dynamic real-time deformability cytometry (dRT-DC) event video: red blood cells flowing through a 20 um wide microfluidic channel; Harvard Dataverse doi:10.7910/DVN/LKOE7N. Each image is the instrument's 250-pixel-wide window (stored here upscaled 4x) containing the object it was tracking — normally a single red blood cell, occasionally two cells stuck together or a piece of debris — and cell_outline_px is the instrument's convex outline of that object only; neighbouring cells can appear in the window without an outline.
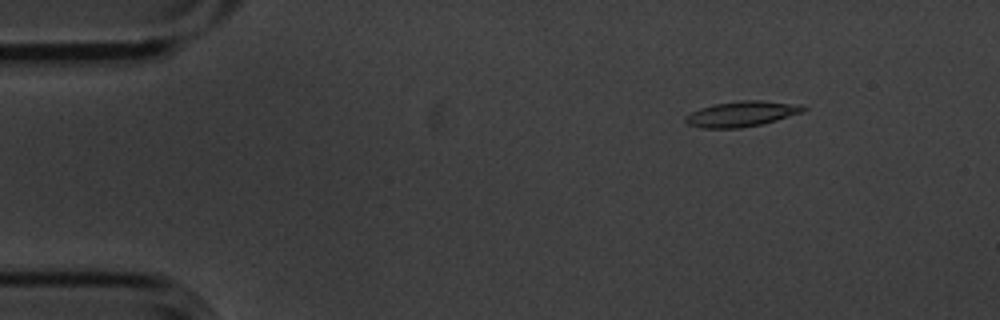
{"species": "common noctule bat (a hibernating species)", "species_latin": "Nyctalus noctula", "temperature_condition": "cold", "stored_images_in_passage": 7, "camera_frame_rate_fps": 3000, "um_per_image_px": 0.085, "animal": {"sex": "male", "body_mass_g": 20.1, "forearm_length_mm": 53.5}, "frame": {"image": 1, "passage_image": 2, "time_ms": 0.333, "image_size_px": [1000, 320], "cell_outline_px": [[808, 108], [804, 112], [776, 120], [760, 124], [740, 128], [704, 128], [688, 124], [684, 120], [684, 116], [700, 108], [712, 104], [740, 100], [760, 100], [804, 104]], "centroid_in_image_um": [63.08, 9.66], "position_along_channel_um": 21.9, "area_um2": 17.63}}
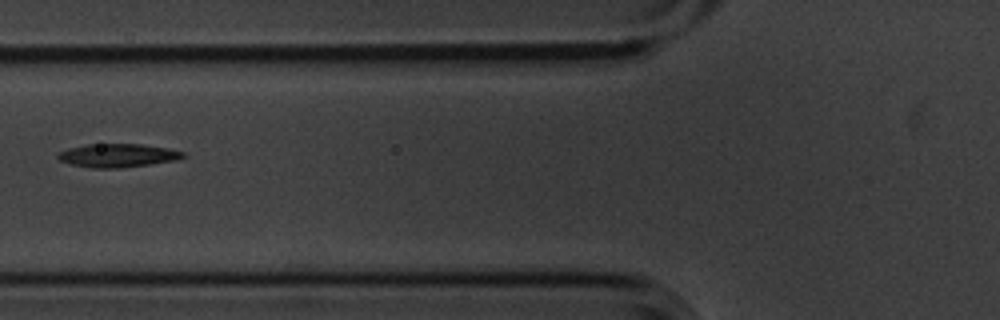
{"frame": {"image": 2, "passage_image": 6, "time_ms": 1.667, "image_size_px": [1000, 320], "cell_outline_px": [[188, 156], [176, 160], [120, 168], [92, 168], [68, 164], [60, 160], [56, 156], [60, 152], [68, 148], [88, 144], [140, 144], [168, 148], [184, 152]], "centroid_in_image_um": [10.0, 13.21], "position_along_channel_um": 115.8, "area_um2": 17.11}}
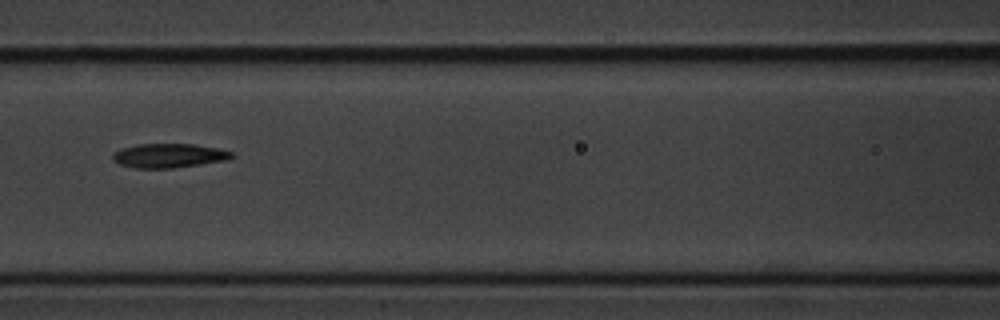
{"frame": {"image": 3, "passage_image": 7, "time_ms": 2.0, "image_size_px": [1000, 320], "cell_outline_px": [[236, 156], [228, 160], [172, 168], [136, 168], [120, 164], [112, 160], [112, 152], [120, 148], [136, 144], [192, 144], [220, 148], [232, 152]], "centroid_in_image_um": [14.35, 13.22], "position_along_channel_um": 152.2, "area_um2": 16.94}}